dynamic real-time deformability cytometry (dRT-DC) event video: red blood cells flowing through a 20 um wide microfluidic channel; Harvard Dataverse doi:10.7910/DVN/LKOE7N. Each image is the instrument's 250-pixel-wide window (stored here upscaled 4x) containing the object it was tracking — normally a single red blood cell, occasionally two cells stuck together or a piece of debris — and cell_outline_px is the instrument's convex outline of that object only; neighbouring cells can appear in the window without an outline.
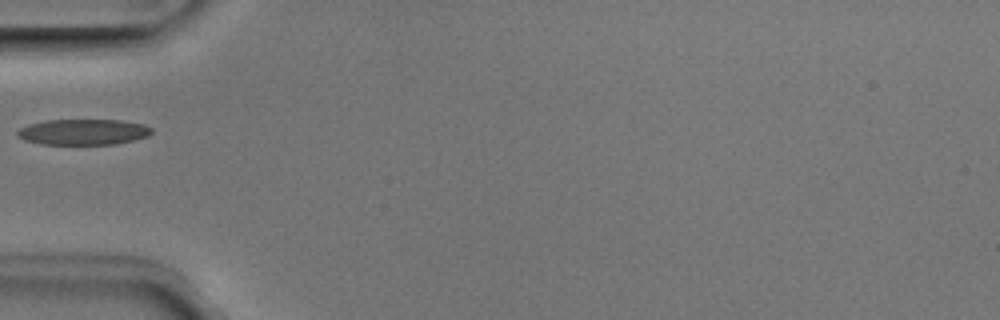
{"species": "Egyptian fruit bat (a non-hibernating species)", "species_latin": "Rousettus aegyptiacus", "temperature_condition": "room temperature", "stored_images_in_passage": 30, "camera_frame_rate_fps": 3000, "um_per_image_px": 0.085, "animal": {"sex": "male"}, "frame": {"image": 1, "passage_image": 1, "time_ms": 0.0, "image_size_px": [1000, 320], "cell_outline_px": [[152, 132], [148, 136], [136, 140], [116, 144], [40, 144], [24, 140], [16, 136], [16, 132], [20, 128], [28, 124], [44, 120], [120, 120], [144, 124], [152, 128]], "centroid_in_image_um": [7.07, 11.22], "position_along_channel_um": 77.9, "area_um2": 20.35}}
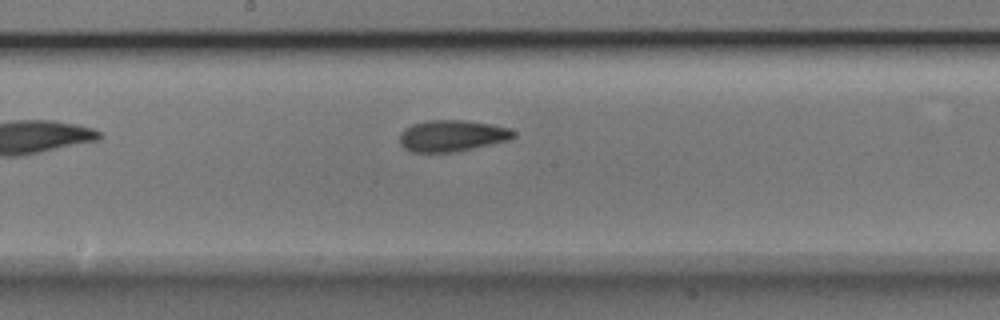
{"frame": {"image": 2, "passage_image": 11, "time_ms": 3.333, "image_size_px": [1000, 320], "cell_outline_px": [[516, 136], [508, 140], [456, 152], [412, 152], [404, 148], [400, 144], [400, 132], [404, 128], [412, 124], [428, 120], [464, 120], [492, 124], [508, 128], [516, 132]], "centroid_in_image_um": [38.4, 11.54], "position_along_channel_um": 209.8, "area_um2": 20.92}}
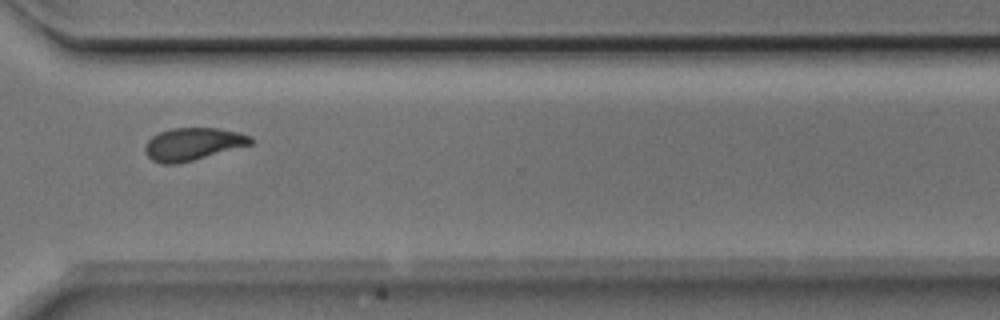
{"frame": {"image": 3, "passage_image": 22, "time_ms": 7.0, "image_size_px": [1000, 320], "cell_outline_px": [[256, 140], [252, 144], [192, 160], [176, 164], [164, 164], [152, 160], [144, 152], [144, 148], [148, 140], [152, 136], [160, 132], [172, 128], [216, 128], [240, 132], [252, 136]], "centroid_in_image_um": [16.41, 12.23], "position_along_channel_um": 354.2, "area_um2": 20.0}}